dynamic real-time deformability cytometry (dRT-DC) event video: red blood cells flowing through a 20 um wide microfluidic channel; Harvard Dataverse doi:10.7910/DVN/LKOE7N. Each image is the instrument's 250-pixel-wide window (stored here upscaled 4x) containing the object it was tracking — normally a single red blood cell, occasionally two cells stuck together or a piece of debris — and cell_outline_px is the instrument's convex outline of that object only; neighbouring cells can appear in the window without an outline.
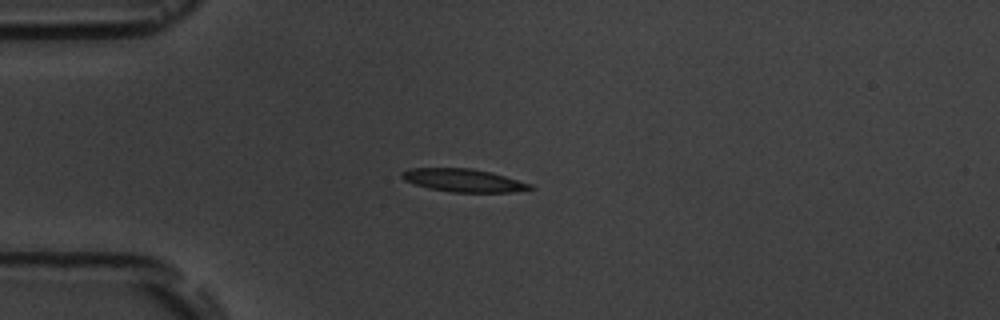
{"species": "common noctule bat (a hibernating species)", "species_latin": "Nyctalus noctula", "temperature_condition": "room temperature", "stored_images_in_passage": 4, "camera_frame_rate_fps": 3000, "um_per_image_px": 0.085, "animal": {"sex": "male", "body_mass_g": 19.5, "forearm_length_mm": 54.6}, "frame": {"image": 1, "passage_image": 4, "time_ms": 3.333, "image_size_px": [1000, 320], "cell_outline_px": [[536, 188], [512, 192], [452, 192], [428, 188], [404, 180], [400, 176], [400, 172], [408, 168], [472, 168], [492, 172], [532, 184]], "centroid_in_image_um": [39.39, 15.32], "position_along_channel_um": 45.6, "area_um2": 17.28}}